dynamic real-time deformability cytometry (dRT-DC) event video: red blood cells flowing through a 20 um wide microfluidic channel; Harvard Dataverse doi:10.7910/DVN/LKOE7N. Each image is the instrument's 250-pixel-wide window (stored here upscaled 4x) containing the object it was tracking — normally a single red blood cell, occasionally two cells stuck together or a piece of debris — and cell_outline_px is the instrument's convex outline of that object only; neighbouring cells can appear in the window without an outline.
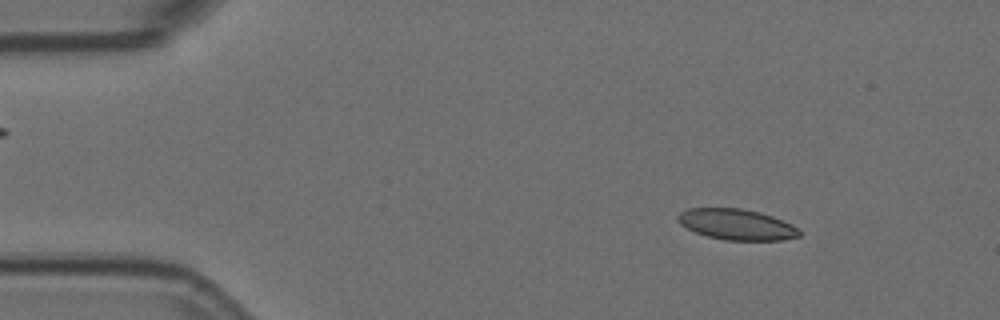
{"species": "Egyptian fruit bat (a non-hibernating species)", "species_latin": "Rousettus aegyptiacus", "temperature_condition": "room temperature", "stored_images_in_passage": 56, "camera_frame_rate_fps": 3000, "um_per_image_px": 0.085, "animal": {"sex": "female"}, "frame": {"image": 1, "passage_image": 7, "time_ms": 2.0, "image_size_px": [1000, 320], "cell_outline_px": [[800, 236], [780, 240], [724, 240], [708, 236], [696, 232], [680, 224], [676, 220], [676, 216], [680, 212], [688, 208], [740, 208], [760, 212], [772, 216], [792, 224], [800, 228]], "centroid_in_image_um": [62.61, 19.07], "position_along_channel_um": 22.4, "area_um2": 21.85}}
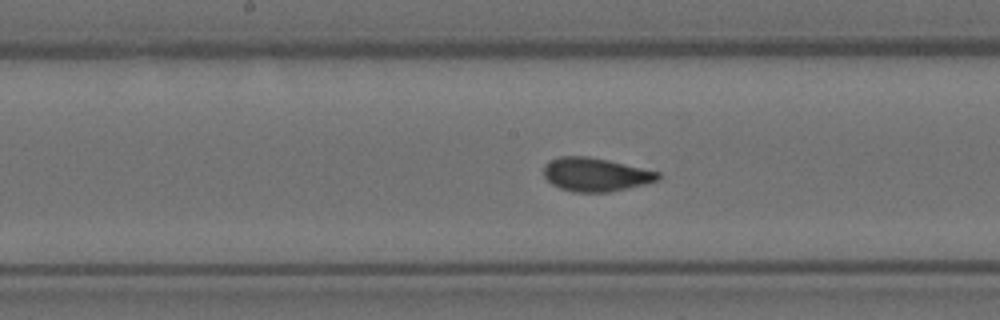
{"frame": {"image": 2, "passage_image": 28, "time_ms": 9.0, "image_size_px": [1000, 320], "cell_outline_px": [[660, 180], [628, 188], [608, 192], [572, 192], [560, 188], [552, 184], [544, 176], [544, 164], [548, 160], [560, 156], [588, 156], [608, 160], [660, 172]], "centroid_in_image_um": [50.61, 14.83], "position_along_channel_um": 197.6, "area_um2": 22.43}}
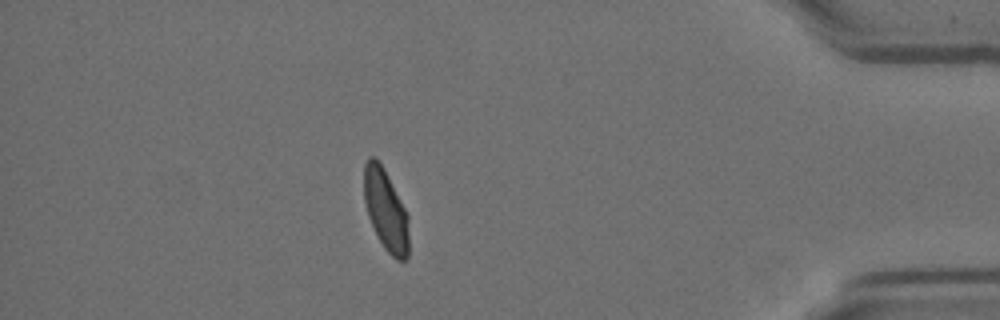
{"frame": {"image": 3, "passage_image": 49, "time_ms": 16.0, "image_size_px": [1000, 320], "cell_outline_px": [[408, 256], [404, 260], [396, 260], [384, 248], [368, 216], [364, 200], [364, 164], [368, 156], [372, 156], [384, 168], [408, 216]], "centroid_in_image_um": [32.78, 17.85], "position_along_channel_um": 402.4, "area_um2": 20.87}, "authors_computed_cell_mechanics": {"area_um2": 22.3686, "velocity_mm_per_s": 3.5794, "shape_relaxation_time_tau1_ms": 3.9139, "shape_relaxation_time_tau2_ms": null, "deformation_change_tau1": 0.132, "deformation_change_tau2": null}}